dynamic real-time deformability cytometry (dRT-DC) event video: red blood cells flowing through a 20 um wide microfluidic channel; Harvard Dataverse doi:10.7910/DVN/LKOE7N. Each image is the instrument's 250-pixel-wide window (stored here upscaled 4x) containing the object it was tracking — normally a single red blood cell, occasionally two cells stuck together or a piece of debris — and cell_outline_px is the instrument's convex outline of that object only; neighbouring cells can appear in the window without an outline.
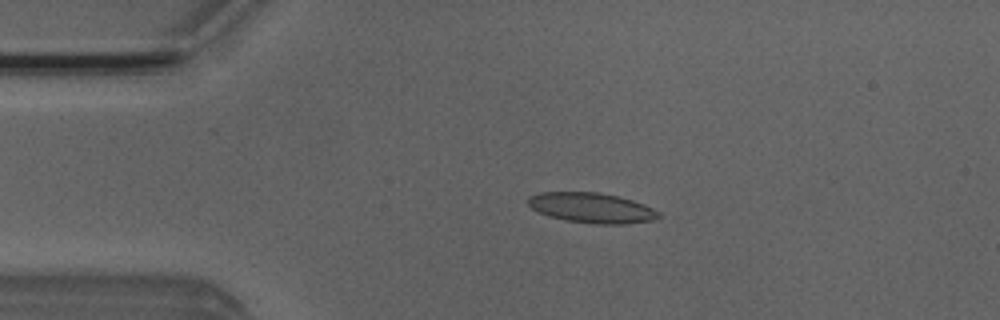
{"species": "Egyptian fruit bat (a non-hibernating species)", "species_latin": "Rousettus aegyptiacus", "temperature_condition": "room temperature", "stored_images_in_passage": 4, "camera_frame_rate_fps": 3000, "um_per_image_px": 0.085, "animal": {"sex": "male"}, "frame": {"image": 1, "passage_image": 3, "time_ms": 0.667, "image_size_px": [1000, 320], "cell_outline_px": [[660, 216], [652, 220], [624, 224], [592, 224], [564, 220], [548, 216], [536, 212], [528, 204], [528, 196], [540, 192], [600, 192], [632, 200], [644, 204], [660, 212]], "centroid_in_image_um": [50.25, 17.67], "position_along_channel_um": 34.7, "area_um2": 23.06}}